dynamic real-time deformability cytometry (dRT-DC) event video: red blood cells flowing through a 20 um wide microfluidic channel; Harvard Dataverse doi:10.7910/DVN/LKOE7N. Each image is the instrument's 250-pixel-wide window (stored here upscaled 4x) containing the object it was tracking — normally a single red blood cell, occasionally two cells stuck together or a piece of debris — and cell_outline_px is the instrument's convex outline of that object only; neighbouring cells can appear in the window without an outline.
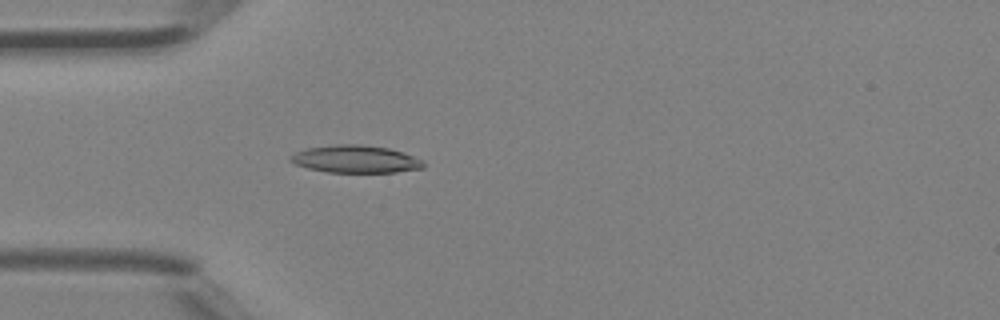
{"species": "Egyptian fruit bat (a non-hibernating species)", "species_latin": "Rousettus aegyptiacus", "temperature_condition": "room temperature", "stored_images_in_passage": 42, "camera_frame_rate_fps": 3000, "um_per_image_px": 0.085, "animal": {"sex": "female"}, "frame": {"image": 1, "passage_image": 10, "time_ms": 3.0, "image_size_px": [1000, 320], "cell_outline_px": [[424, 168], [396, 172], [328, 172], [308, 168], [296, 164], [288, 160], [288, 156], [304, 148], [336, 144], [356, 144], [388, 148], [404, 152], [424, 160]], "centroid_in_image_um": [30.22, 13.52], "position_along_channel_um": 54.8, "area_um2": 21.44}}
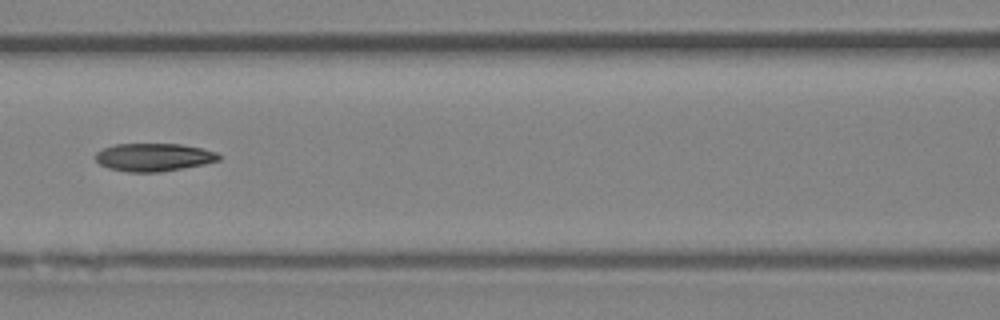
{"frame": {"image": 2, "passage_image": 17, "time_ms": 5.333, "image_size_px": [1000, 320], "cell_outline_px": [[220, 160], [204, 164], [160, 172], [128, 172], [108, 168], [100, 164], [96, 160], [96, 152], [104, 148], [116, 144], [180, 144], [204, 148], [216, 152], [220, 156]], "centroid_in_image_um": [13.08, 13.36], "position_along_channel_um": 153.5, "area_um2": 20.06}}
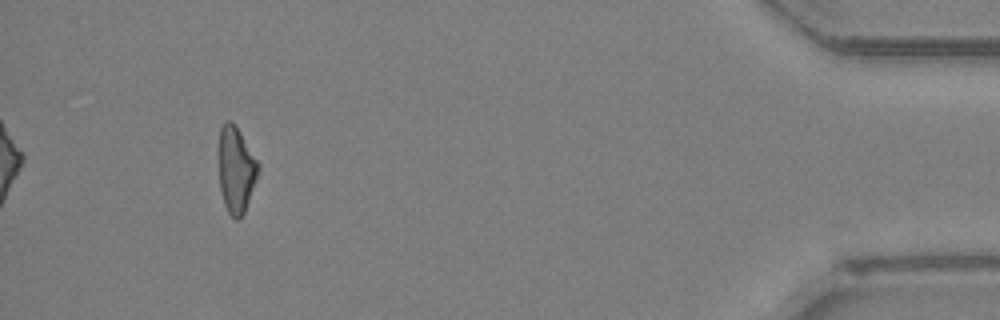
{"frame": {"image": 3, "passage_image": 39, "time_ms": 12.667, "image_size_px": [1000, 320], "cell_outline_px": [[260, 168], [256, 180], [244, 212], [236, 220], [228, 212], [224, 204], [220, 192], [216, 152], [220, 128], [224, 120], [232, 120], [260, 164]], "centroid_in_image_um": [20.01, 14.36], "position_along_channel_um": 415.2, "area_um2": 20.4}, "authors_computed_cell_mechanics": {"area_um2": 20.2011, "velocity_mm_per_s": 4.5073, "shape_relaxation_time_tau1_ms": 6.565, "shape_relaxation_time_tau2_ms": 4.0373, "deformation_change_tau1": 0.1893, "deformation_change_tau2": 0.145}}